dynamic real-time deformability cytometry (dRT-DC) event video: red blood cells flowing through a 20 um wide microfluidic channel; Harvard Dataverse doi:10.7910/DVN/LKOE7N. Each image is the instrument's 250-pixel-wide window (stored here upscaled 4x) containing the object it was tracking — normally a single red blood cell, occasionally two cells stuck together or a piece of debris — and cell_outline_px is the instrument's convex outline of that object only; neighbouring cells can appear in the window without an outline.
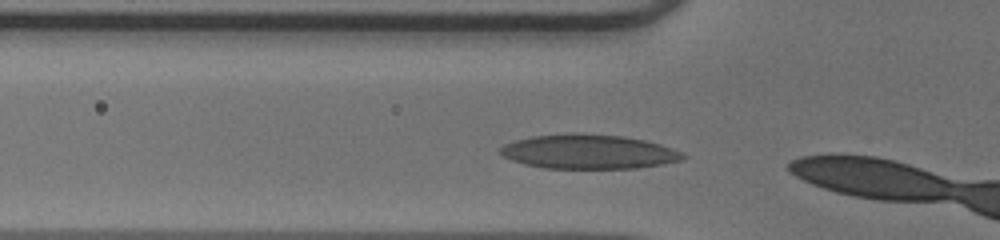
{"species": "human", "species_latin": "Homo sapiens", "temperature_condition": "warm", "stored_images_in_passage": 4, "camera_frame_rate_fps": 3000, "um_per_image_px": 0.085, "donor": {"sex": "male"}, "frame": {"image": 1, "passage_image": 2, "time_ms": 0.333, "image_size_px": [1000, 240], "cell_outline_px": [[688, 156], [680, 160], [664, 164], [636, 168], [544, 168], [524, 164], [512, 160], [496, 152], [504, 144], [516, 140], [532, 136], [572, 132], [624, 136], [644, 140], [660, 144], [672, 148]], "centroid_in_image_um": [50.0, 12.89], "position_along_channel_um": 75.8, "area_um2": 36.7}}